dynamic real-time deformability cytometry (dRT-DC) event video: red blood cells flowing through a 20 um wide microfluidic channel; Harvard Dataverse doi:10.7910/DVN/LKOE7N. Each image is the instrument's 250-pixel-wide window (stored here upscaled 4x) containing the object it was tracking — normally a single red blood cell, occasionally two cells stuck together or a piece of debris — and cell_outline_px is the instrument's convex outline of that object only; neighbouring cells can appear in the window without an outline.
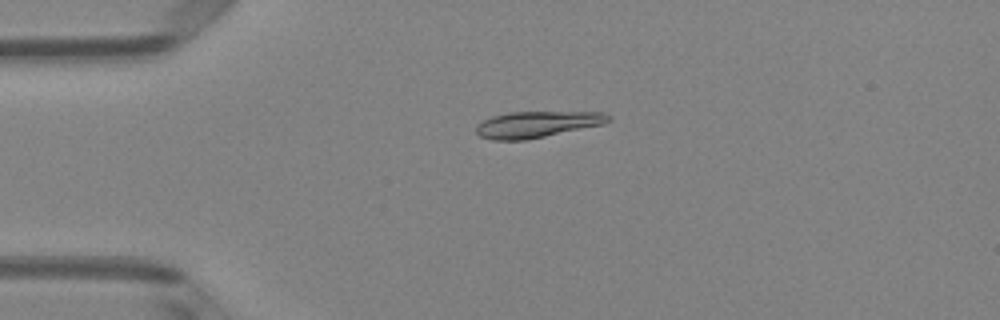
{"species": "Egyptian fruit bat (a non-hibernating species)", "species_latin": "Rousettus aegyptiacus", "temperature_condition": "room temperature", "stored_images_in_passage": 50, "camera_frame_rate_fps": 3000, "um_per_image_px": 0.085, "animal": {"sex": "female"}, "frame": {"image": 1, "passage_image": 12, "time_ms": 3.667, "image_size_px": [1000, 320], "cell_outline_px": [[612, 120], [604, 124], [528, 140], [492, 140], [480, 136], [476, 132], [476, 124], [492, 116], [508, 112], [604, 112], [612, 116]], "centroid_in_image_um": [45.67, 10.57], "position_along_channel_um": 39.3, "area_um2": 20.46}}
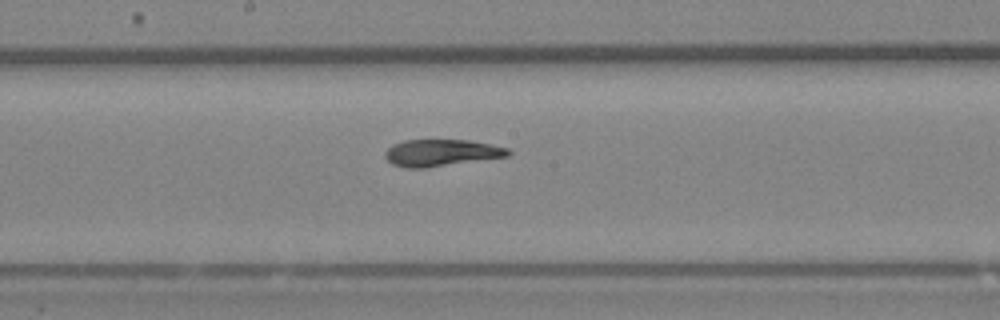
{"frame": {"image": 2, "passage_image": 27, "time_ms": 8.667, "image_size_px": [1000, 320], "cell_outline_px": [[512, 152], [508, 156], [424, 168], [404, 168], [392, 164], [384, 156], [384, 152], [392, 144], [404, 140], [468, 140], [508, 148]], "centroid_in_image_um": [37.46, 12.99], "position_along_channel_um": 210.7, "area_um2": 19.13}}
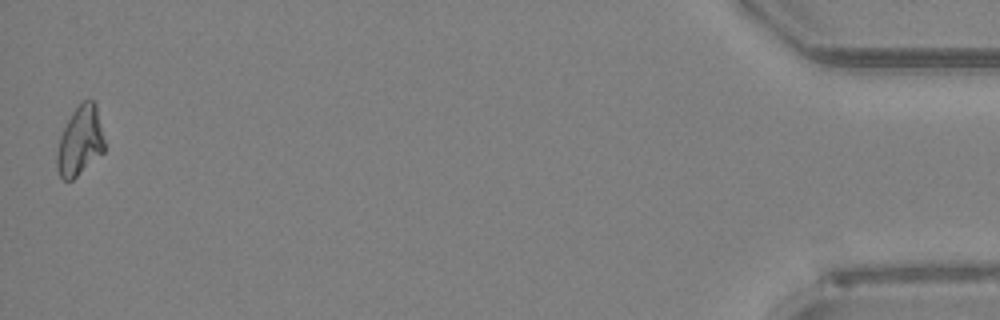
{"frame": {"image": 3, "passage_image": 50, "time_ms": 16.333, "image_size_px": [1000, 320], "cell_outline_px": [[104, 152], [72, 180], [64, 180], [60, 176], [56, 168], [56, 152], [60, 136], [72, 112], [84, 100], [92, 100], [96, 104], [104, 140]], "centroid_in_image_um": [6.79, 12.01], "position_along_channel_um": 428.4, "area_um2": 19.02}, "authors_computed_cell_mechanics": {"area_um2": 19.9121, "velocity_mm_per_s": 4.0403, "shape_relaxation_time_tau1_ms": 5.2168, "shape_relaxation_time_tau2_ms": 2.2247, "deformation_change_tau1": 0.1788, "deformation_change_tau2": 0.0665}}